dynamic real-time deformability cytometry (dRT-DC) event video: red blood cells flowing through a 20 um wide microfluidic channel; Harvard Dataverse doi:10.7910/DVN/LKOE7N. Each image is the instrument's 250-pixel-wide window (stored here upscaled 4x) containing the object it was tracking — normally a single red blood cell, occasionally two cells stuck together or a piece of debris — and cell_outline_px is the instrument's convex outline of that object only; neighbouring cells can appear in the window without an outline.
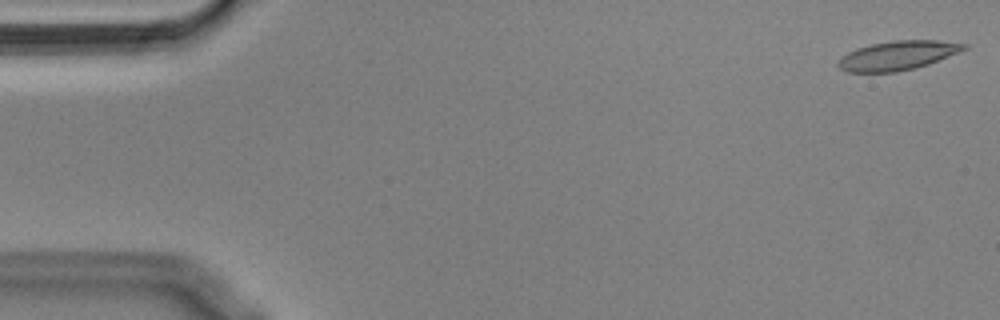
{"species": "Egyptian fruit bat (a non-hibernating species)", "species_latin": "Rousettus aegyptiacus", "temperature_condition": "cold", "stored_images_in_passage": 55, "camera_frame_rate_fps": 3000, "um_per_image_px": 0.085, "animal": {"sex": "male"}, "frame": {"image": 1, "passage_image": 1, "time_ms": 0.0, "image_size_px": [1000, 320], "cell_outline_px": [[968, 48], [928, 64], [896, 72], [848, 72], [840, 68], [836, 64], [848, 52], [856, 48], [872, 44], [892, 40], [936, 40], [968, 44]], "centroid_in_image_um": [76.3, 4.71], "position_along_channel_um": 8.7, "area_um2": 21.1}}
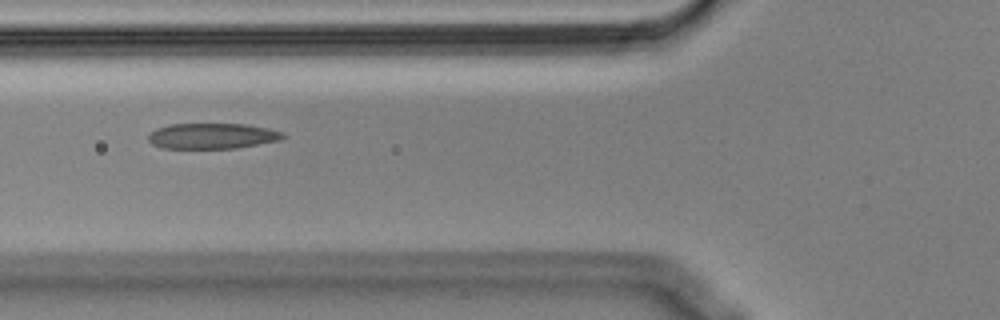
{"frame": {"image": 2, "passage_image": 20, "time_ms": 6.333, "image_size_px": [1000, 320], "cell_outline_px": [[284, 136], [280, 140], [236, 148], [160, 148], [152, 144], [148, 140], [148, 132], [156, 128], [168, 124], [244, 124], [268, 128], [284, 132]], "centroid_in_image_um": [17.99, 11.55], "position_along_channel_um": 107.8, "area_um2": 20.17}}
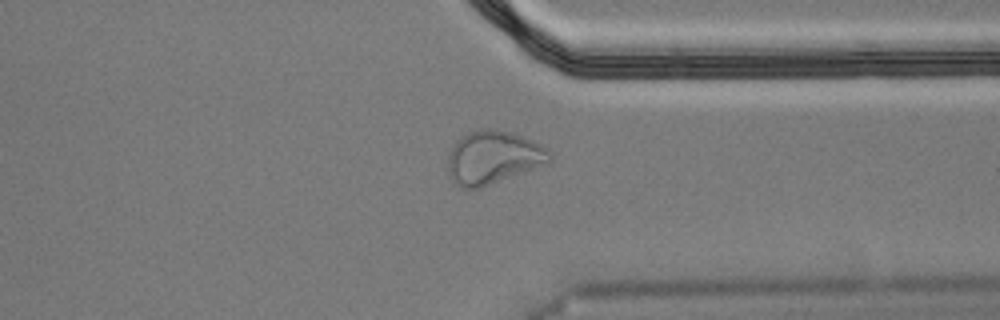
{"frame": {"image": 3, "passage_image": 42, "time_ms": 13.667, "image_size_px": [1000, 320], "cell_outline_px": [[552, 160], [548, 164], [480, 188], [460, 188], [448, 176], [448, 152], [452, 144], [460, 136], [468, 132], [480, 128], [488, 128], [512, 132], [532, 140], [548, 148], [552, 152]], "centroid_in_image_um": [41.92, 13.37], "position_along_channel_um": 369.5, "area_um2": 32.14}, "authors_computed_cell_mechanics": {"area_um2": 21.6172, "velocity_mm_per_s": 3.5832, "shape_relaxation_time_tau1_ms": null, "shape_relaxation_time_tau2_ms": 1.4769, "deformation_change_tau1": null, "deformation_change_tau2": 0.0788}}